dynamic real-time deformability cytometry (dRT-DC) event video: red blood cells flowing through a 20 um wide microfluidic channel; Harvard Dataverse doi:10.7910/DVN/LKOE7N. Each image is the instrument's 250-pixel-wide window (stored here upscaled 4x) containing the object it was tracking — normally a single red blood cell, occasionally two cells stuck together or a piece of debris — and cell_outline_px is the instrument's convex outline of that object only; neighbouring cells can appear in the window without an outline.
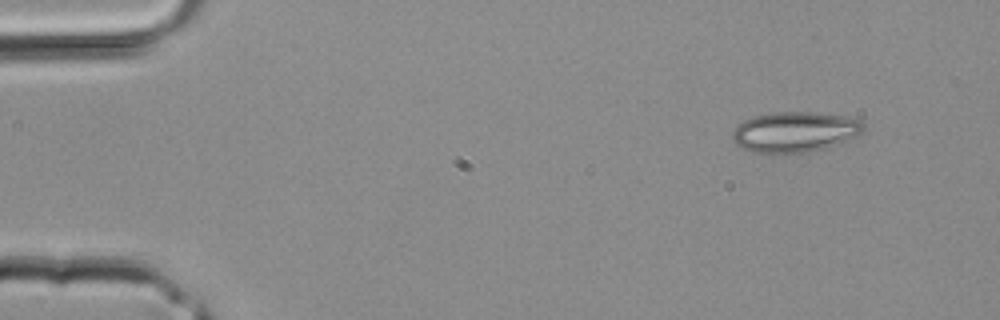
{"species": "common noctule bat (a hibernating species)", "species_latin": "Nyctalus noctula", "temperature_condition": "room temperature", "stored_images_in_passage": 3, "camera_frame_rate_fps": 3000, "um_per_image_px": 0.085, "animal": {"sex": "male", "body_mass_g": 20.4}, "frame": {"image": 1, "passage_image": 1, "time_ms": 0.0, "image_size_px": [1000, 320], "cell_outline_px": [[864, 132], [856, 136], [836, 144], [812, 152], [752, 152], [736, 144], [732, 136], [732, 132], [736, 124], [752, 116], [772, 112], [820, 112], [848, 116], [860, 120], [864, 124]], "centroid_in_image_um": [67.57, 11.18], "position_along_channel_um": 17.4, "area_um2": 30.98}}